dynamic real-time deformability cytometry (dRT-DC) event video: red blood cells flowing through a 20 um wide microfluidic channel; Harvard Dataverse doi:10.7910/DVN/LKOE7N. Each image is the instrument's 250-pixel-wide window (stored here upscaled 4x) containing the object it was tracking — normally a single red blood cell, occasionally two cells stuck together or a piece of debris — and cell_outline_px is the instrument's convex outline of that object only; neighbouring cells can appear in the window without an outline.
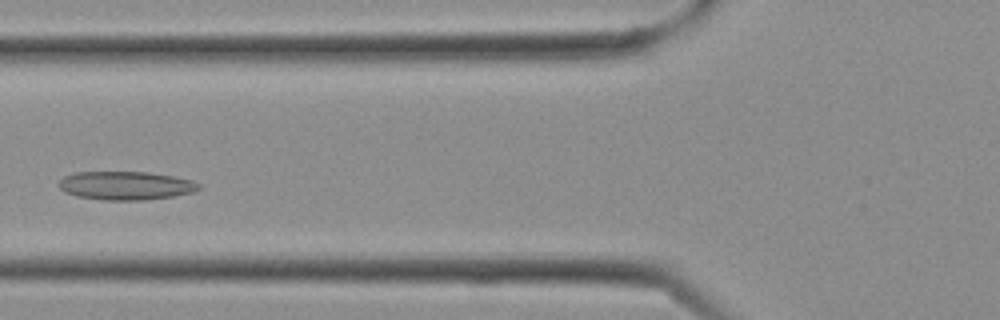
{"species": "Egyptian fruit bat (a non-hibernating species)", "species_latin": "Rousettus aegyptiacus", "temperature_condition": "cold", "stored_images_in_passage": 5, "camera_frame_rate_fps": 3000, "um_per_image_px": 0.085, "frame": {"image": 1, "passage_image": 4, "time_ms": 1.0, "image_size_px": [1000, 320], "cell_outline_px": [[200, 188], [196, 192], [172, 196], [144, 200], [104, 200], [76, 196], [64, 192], [56, 184], [64, 176], [76, 172], [148, 172], [172, 176], [192, 180], [200, 184]], "centroid_in_image_um": [10.68, 15.78], "position_along_channel_um": 115.1, "area_um2": 23.35}}